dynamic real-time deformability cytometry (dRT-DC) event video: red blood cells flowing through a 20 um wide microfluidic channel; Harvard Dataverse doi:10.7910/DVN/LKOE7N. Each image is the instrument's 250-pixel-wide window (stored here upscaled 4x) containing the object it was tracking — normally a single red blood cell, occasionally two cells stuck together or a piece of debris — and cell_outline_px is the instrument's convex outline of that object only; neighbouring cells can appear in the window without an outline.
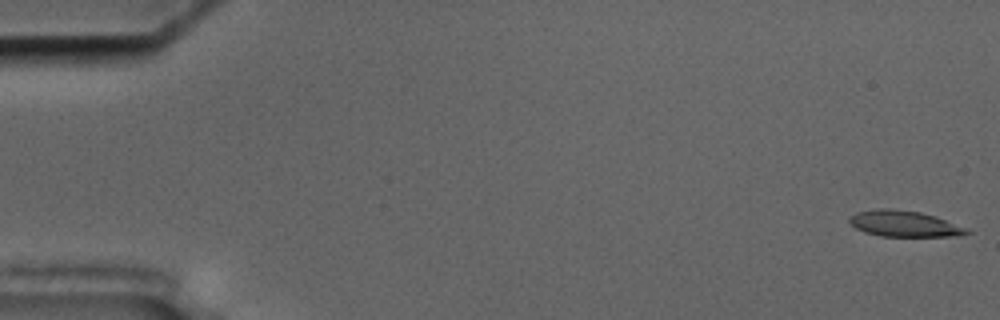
{"species": "common noctule bat (a hibernating species)", "species_latin": "Nyctalus noctula", "temperature_condition": "cold", "stored_images_in_passage": 57, "camera_frame_rate_fps": 3000, "um_per_image_px": 0.085, "animal": {"sex": "male", "body_mass_g": 17.5, "forearm_length_mm": 52.3}, "frame": {"image": 1, "passage_image": 1, "time_ms": 0.0, "image_size_px": [1000, 320], "cell_outline_px": [[972, 232], [960, 236], [880, 236], [864, 232], [856, 228], [848, 220], [848, 216], [856, 212], [876, 208], [892, 208], [920, 212], [936, 216], [964, 228]], "centroid_in_image_um": [76.8, 19.0], "position_along_channel_um": 8.2, "area_um2": 17.8}}
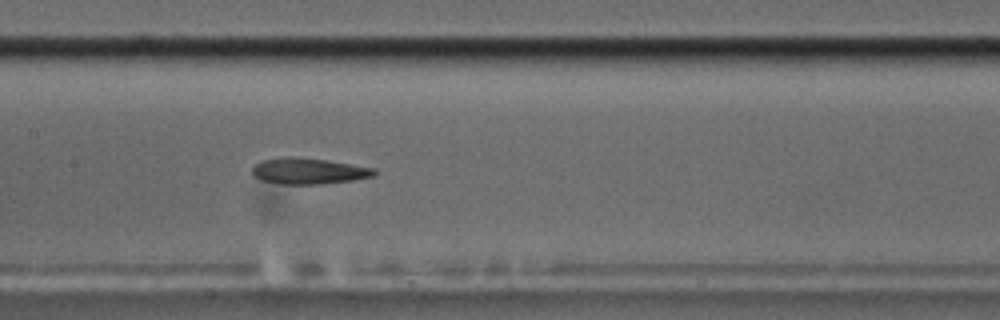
{"frame": {"image": 2, "passage_image": 28, "time_ms": 9.0, "image_size_px": [1000, 320], "cell_outline_px": [[376, 172], [372, 176], [352, 180], [320, 184], [280, 184], [260, 180], [252, 176], [252, 168], [260, 160], [284, 156], [296, 156], [328, 160], [376, 168]], "centroid_in_image_um": [26.18, 14.52], "position_along_channel_um": 181.2, "area_um2": 18.79}}
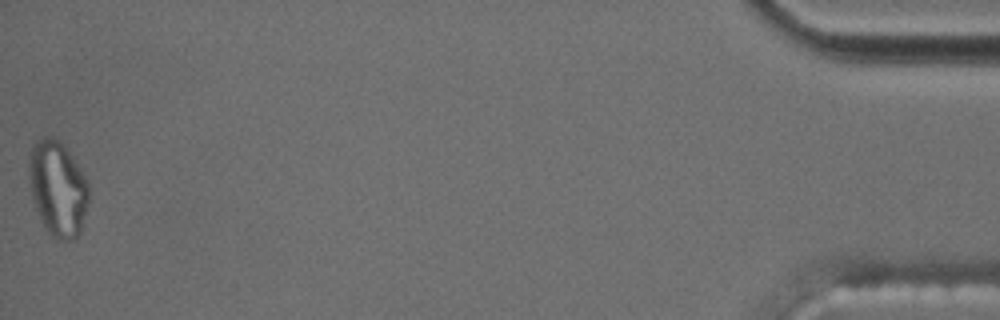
{"frame": {"image": 3, "passage_image": 57, "time_ms": 18.667, "image_size_px": [1000, 320], "cell_outline_px": [[88, 200], [80, 232], [72, 240], [56, 240], [48, 232], [32, 200], [28, 176], [28, 164], [32, 144], [36, 140], [44, 136], [52, 136], [60, 140], [64, 144], [88, 180]], "centroid_in_image_um": [4.89, 15.97], "position_along_channel_um": 430.3, "area_um2": 33.35}, "authors_computed_cell_mechanics": {"area_um2": 19.1896, "velocity_mm_per_s": 3.5472, "shape_relaxation_time_tau1_ms": null, "shape_relaxation_time_tau2_ms": 3.5055, "deformation_change_tau1": null, "deformation_change_tau2": 0.1274}}